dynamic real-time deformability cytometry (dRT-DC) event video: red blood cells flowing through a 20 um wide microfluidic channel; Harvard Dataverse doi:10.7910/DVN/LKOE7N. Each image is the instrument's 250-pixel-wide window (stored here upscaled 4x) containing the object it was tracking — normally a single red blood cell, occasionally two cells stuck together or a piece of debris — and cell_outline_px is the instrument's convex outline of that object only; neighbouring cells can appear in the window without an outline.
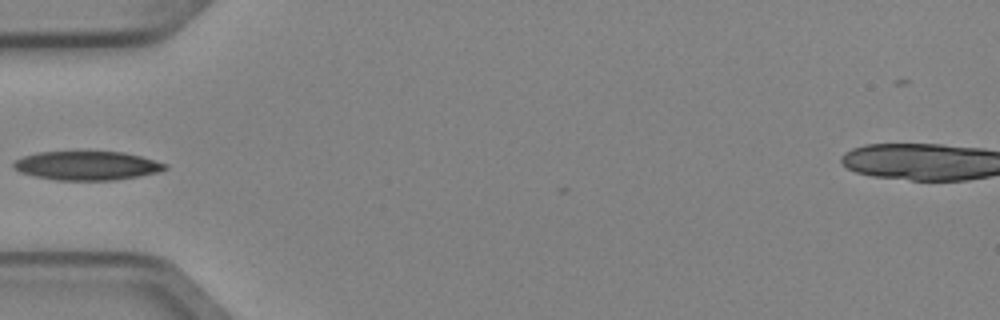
{"species": "Egyptian fruit bat (a non-hibernating species)", "species_latin": "Rousettus aegyptiacus", "temperature_condition": "cold", "stored_images_in_passage": 3, "camera_frame_rate_fps": 3000, "um_per_image_px": 0.085, "animal": {"sex": "female"}, "frame": {"image": 1, "passage_image": 1, "time_ms": 0.0, "image_size_px": [1000, 320], "cell_outline_px": [[168, 168], [156, 172], [136, 176], [112, 180], [56, 180], [36, 176], [20, 172], [12, 168], [12, 164], [16, 160], [24, 156], [36, 152], [124, 152], [140, 156], [168, 164]], "centroid_in_image_um": [7.36, 14.07], "position_along_channel_um": 77.6, "area_um2": 25.26}}
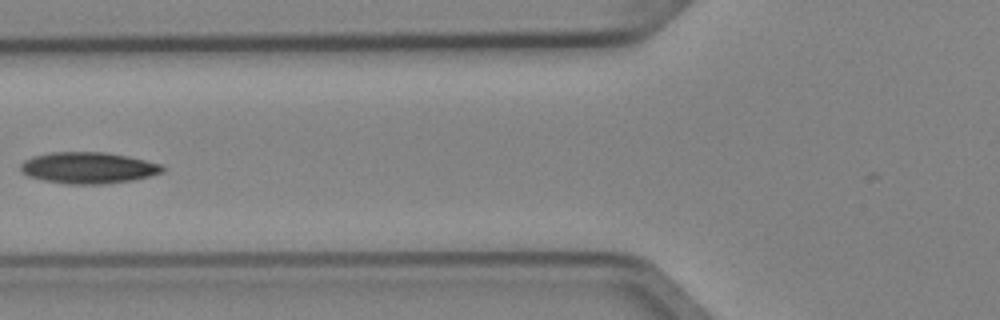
{"frame": {"image": 2, "passage_image": 2, "time_ms": 0.333, "image_size_px": [1000, 320], "cell_outline_px": [[164, 172], [132, 180], [104, 184], [68, 184], [44, 180], [28, 176], [20, 172], [20, 164], [24, 160], [32, 156], [52, 152], [104, 152], [128, 156], [160, 164], [164, 168]], "centroid_in_image_um": [7.46, 14.26], "position_along_channel_um": 118.3, "area_um2": 25.89}}